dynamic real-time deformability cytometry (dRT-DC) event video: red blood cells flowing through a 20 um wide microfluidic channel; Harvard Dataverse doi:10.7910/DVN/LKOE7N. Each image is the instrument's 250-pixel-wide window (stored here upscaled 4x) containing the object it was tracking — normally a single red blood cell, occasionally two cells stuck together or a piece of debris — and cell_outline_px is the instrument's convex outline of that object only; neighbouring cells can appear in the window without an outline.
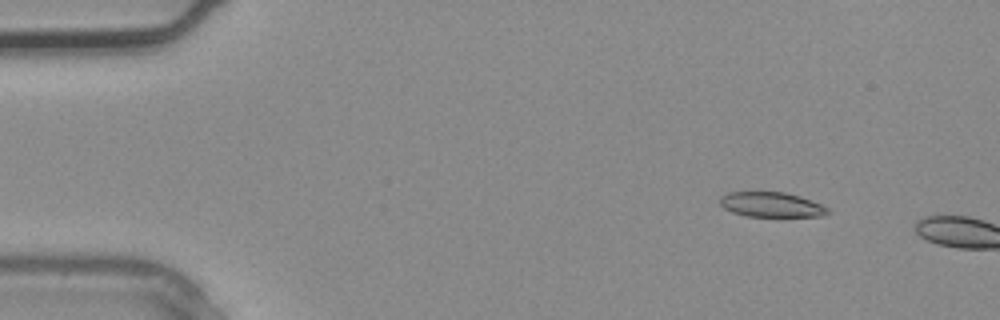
{"species": "common noctule bat (a hibernating species)", "species_latin": "Nyctalus noctula", "temperature_condition": "warm", "stored_images_in_passage": 2, "camera_frame_rate_fps": 3000, "um_per_image_px": 0.085, "animal": {"sex": "male", "body_mass_g": 20.4}, "frame": {"image": 1, "passage_image": 1, "time_ms": 0.0, "image_size_px": [1000, 320], "cell_outline_px": [[832, 212], [820, 216], [784, 220], [744, 216], [732, 212], [724, 208], [720, 204], [720, 196], [728, 192], [784, 192], [800, 196], [820, 204], [828, 208]], "centroid_in_image_um": [65.61, 17.46], "position_along_channel_um": 19.4, "area_um2": 16.7}}